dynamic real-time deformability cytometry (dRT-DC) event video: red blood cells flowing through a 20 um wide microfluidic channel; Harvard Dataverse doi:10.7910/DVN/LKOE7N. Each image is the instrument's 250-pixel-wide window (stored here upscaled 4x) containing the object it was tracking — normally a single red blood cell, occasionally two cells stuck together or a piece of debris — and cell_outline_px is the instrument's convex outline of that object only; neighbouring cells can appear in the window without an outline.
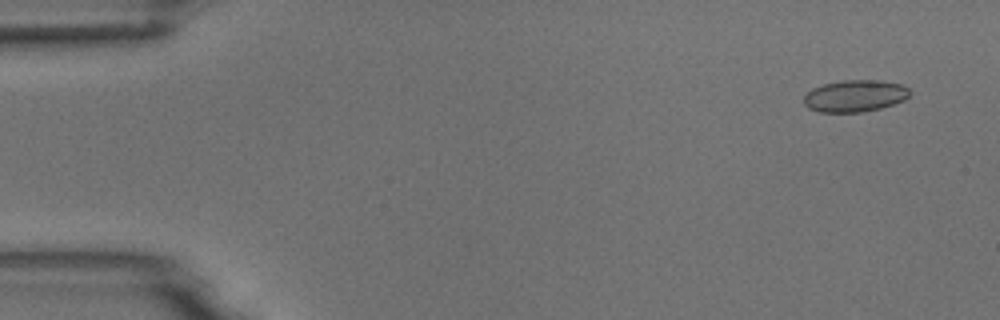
{"species": "common noctule bat (a hibernating species)", "species_latin": "Nyctalus noctula", "temperature_condition": "room temperature", "stored_images_in_passage": 5, "camera_frame_rate_fps": 3000, "um_per_image_px": 0.085, "animal": {"sex": "male", "body_mass_g": 18.8}, "frame": {"image": 1, "passage_image": 1, "time_ms": 0.0, "image_size_px": [1000, 320], "cell_outline_px": [[912, 92], [904, 100], [880, 108], [864, 112], [820, 112], [808, 108], [804, 104], [804, 96], [812, 88], [824, 84], [840, 80], [880, 80], [900, 84], [908, 88]], "centroid_in_image_um": [72.66, 8.15], "position_along_channel_um": 12.3, "area_um2": 19.71}}
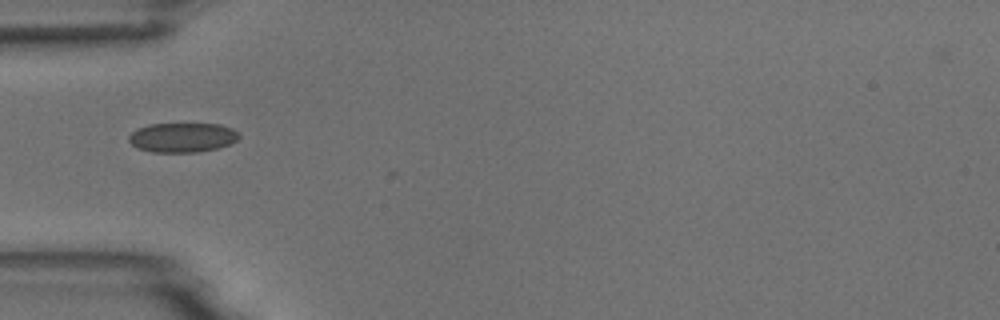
{"frame": {"image": 2, "passage_image": 5, "time_ms": 4.667, "image_size_px": [1000, 320], "cell_outline_px": [[240, 136], [232, 144], [200, 152], [152, 152], [136, 148], [128, 140], [128, 136], [136, 128], [148, 124], [220, 124], [232, 128], [240, 132]], "centroid_in_image_um": [15.5, 11.68], "position_along_channel_um": 69.5, "area_um2": 19.19}}